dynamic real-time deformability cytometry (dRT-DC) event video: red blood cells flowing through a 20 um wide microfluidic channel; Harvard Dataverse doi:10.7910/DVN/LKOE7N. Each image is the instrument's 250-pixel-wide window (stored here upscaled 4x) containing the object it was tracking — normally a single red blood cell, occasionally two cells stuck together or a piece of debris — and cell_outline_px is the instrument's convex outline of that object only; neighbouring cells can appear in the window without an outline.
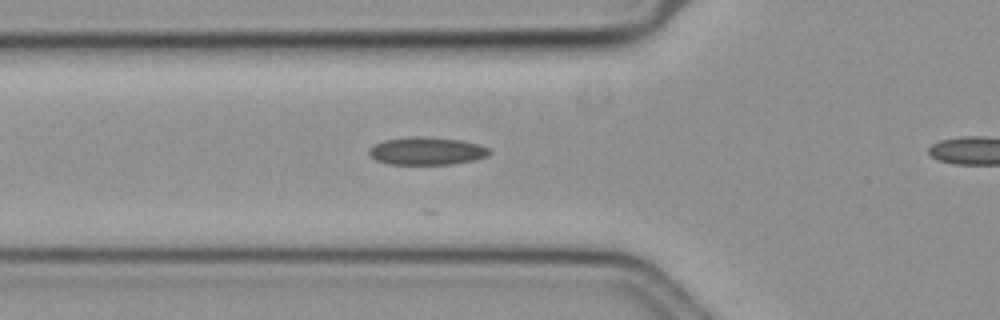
{"species": "common noctule bat (a hibernating species)", "species_latin": "Nyctalus noctula", "temperature_condition": "cold", "stored_images_in_passage": 44, "camera_frame_rate_fps": 3000, "um_per_image_px": 0.085, "animal": {"sex": "female", "body_mass_g": 19.3, "forearm_length_mm": 54.1}, "frame": {"image": 1, "passage_image": 17, "time_ms": 5.333, "image_size_px": [1000, 320], "cell_outline_px": [[492, 152], [488, 156], [476, 160], [452, 164], [388, 164], [376, 160], [368, 152], [368, 148], [384, 140], [408, 136], [424, 136], [460, 140], [480, 144], [488, 148]], "centroid_in_image_um": [36.3, 12.83], "position_along_channel_um": 89.5, "area_um2": 19.65}}
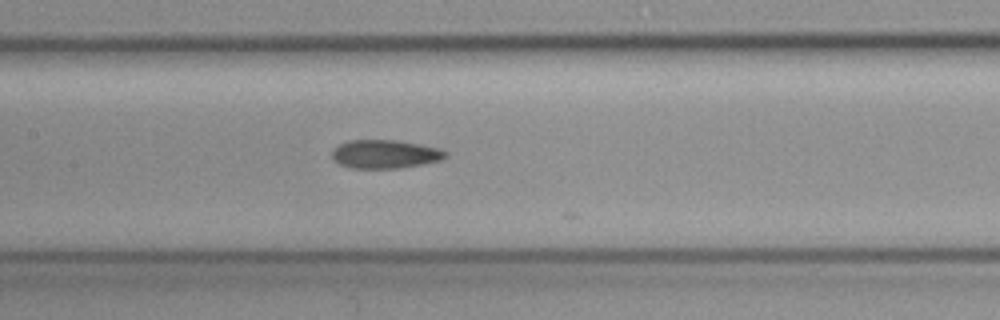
{"frame": {"image": 2, "passage_image": 24, "time_ms": 7.667, "image_size_px": [1000, 320], "cell_outline_px": [[448, 156], [444, 160], [424, 164], [400, 168], [352, 168], [340, 164], [332, 160], [332, 152], [340, 144], [348, 140], [396, 140], [440, 148], [448, 152]], "centroid_in_image_um": [32.78, 13.1], "position_along_channel_um": 174.6, "area_um2": 19.02}}
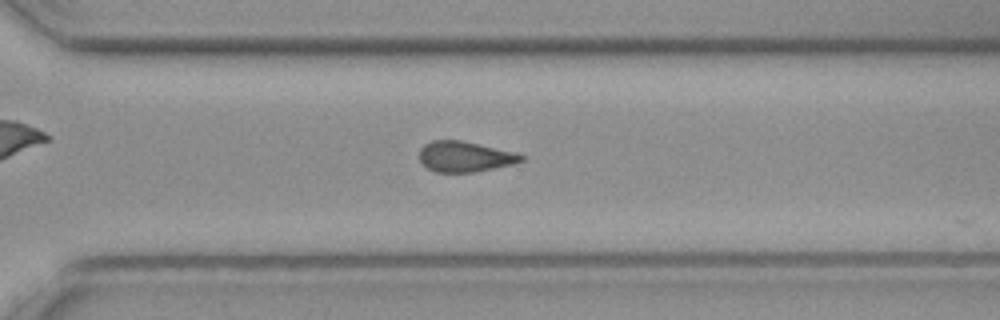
{"frame": {"image": 3, "passage_image": 37, "time_ms": 12.0, "image_size_px": [1000, 320], "cell_outline_px": [[524, 160], [512, 164], [476, 172], [436, 172], [428, 168], [420, 160], [420, 148], [424, 144], [432, 140], [460, 140], [516, 152], [524, 156]], "centroid_in_image_um": [39.51, 13.31], "position_along_channel_um": 331.1, "area_um2": 18.03}}